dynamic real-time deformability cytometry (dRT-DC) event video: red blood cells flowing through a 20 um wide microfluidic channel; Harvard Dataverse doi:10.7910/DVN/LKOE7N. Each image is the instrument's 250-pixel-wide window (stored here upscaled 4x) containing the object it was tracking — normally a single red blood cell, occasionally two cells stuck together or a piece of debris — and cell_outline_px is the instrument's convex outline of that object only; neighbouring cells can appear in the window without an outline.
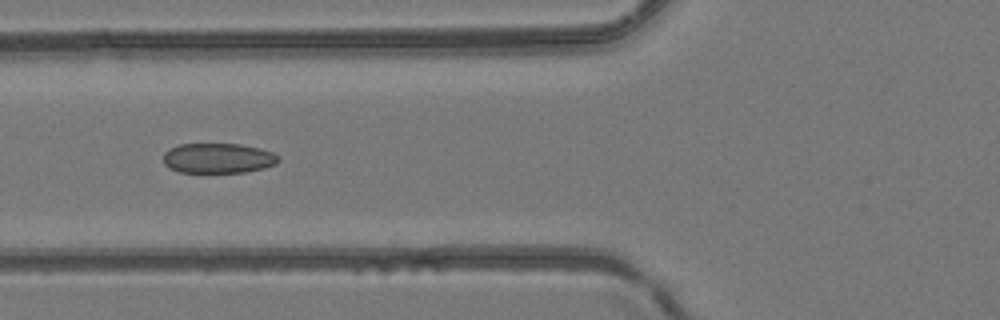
{"species": "common noctule bat (a hibernating species)", "species_latin": "Nyctalus noctula", "temperature_condition": "room temperature", "stored_images_in_passage": 2, "camera_frame_rate_fps": 3000, "um_per_image_px": 0.085, "animal": {"sex": "female", "body_mass_g": 24.6, "forearm_length_mm": 56.2}, "frame": {"image": 1, "passage_image": 2, "time_ms": 1.0, "image_size_px": [1000, 320], "cell_outline_px": [[280, 160], [276, 164], [264, 168], [244, 172], [180, 172], [168, 168], [164, 164], [164, 152], [180, 144], [240, 144], [260, 148], [272, 152], [280, 156]], "centroid_in_image_um": [18.56, 13.45], "position_along_channel_um": 107.2, "area_um2": 20.17}}